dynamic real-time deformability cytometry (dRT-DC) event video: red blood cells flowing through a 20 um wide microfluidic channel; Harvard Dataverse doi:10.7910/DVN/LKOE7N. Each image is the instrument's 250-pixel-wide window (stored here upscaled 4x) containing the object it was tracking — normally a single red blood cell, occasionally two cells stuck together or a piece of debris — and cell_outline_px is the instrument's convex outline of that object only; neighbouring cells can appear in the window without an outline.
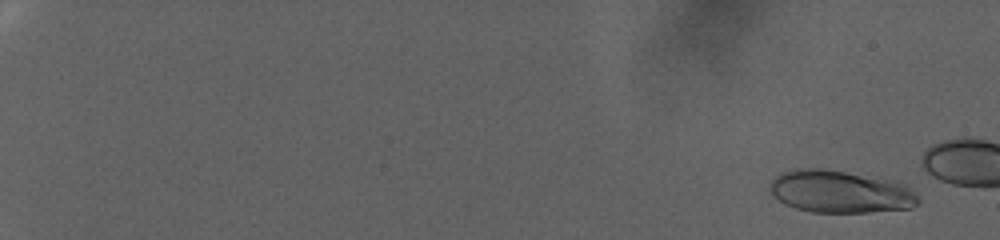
{"species": "human", "species_latin": "Homo sapiens", "temperature_condition": "warm", "stored_images_in_passage": 42, "camera_frame_rate_fps": 3000, "um_per_image_px": 0.085, "donor": {"sex": "female"}, "frame": {"image": 1, "passage_image": 6, "time_ms": 1.667, "image_size_px": [1000, 240], "cell_outline_px": [[920, 204], [912, 208], [868, 212], [812, 212], [796, 208], [784, 204], [772, 196], [768, 188], [768, 184], [776, 176], [792, 168], [820, 168], [896, 180], [908, 184], [920, 200]], "centroid_in_image_um": [71.43, 16.29], "position_along_channel_um": 13.6, "area_um2": 37.22}}
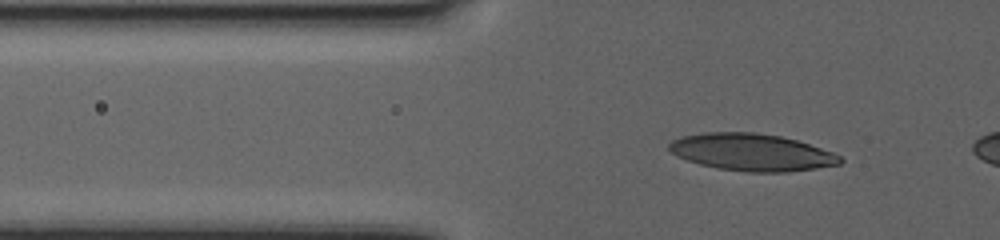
{"frame": {"image": 2, "passage_image": 35, "time_ms": 11.333, "image_size_px": [1000, 240], "cell_outline_px": [[844, 160], [840, 164], [816, 168], [788, 172], [748, 172], [720, 168], [700, 164], [676, 156], [668, 148], [668, 144], [672, 140], [680, 136], [704, 132], [756, 132], [780, 136], [796, 140], [832, 152], [840, 156]], "centroid_in_image_um": [63.87, 12.93], "position_along_channel_um": 61.9, "area_um2": 36.93}}